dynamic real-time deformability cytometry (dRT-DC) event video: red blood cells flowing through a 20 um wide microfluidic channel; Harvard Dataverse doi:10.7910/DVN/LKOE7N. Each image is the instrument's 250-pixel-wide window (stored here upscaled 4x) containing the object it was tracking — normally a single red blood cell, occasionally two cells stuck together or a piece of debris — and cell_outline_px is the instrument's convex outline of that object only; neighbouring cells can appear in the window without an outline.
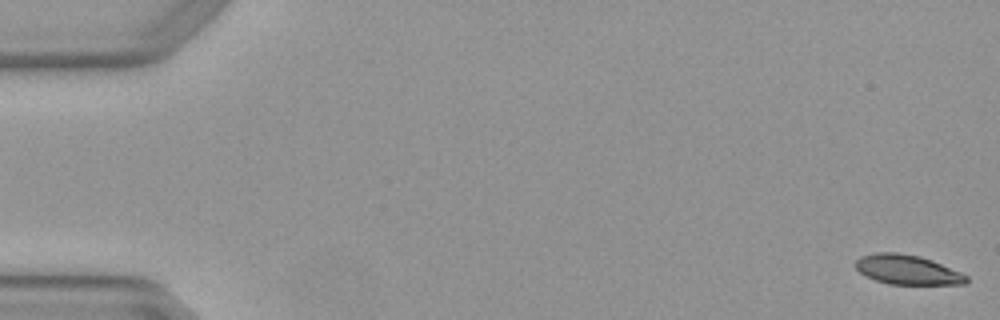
{"species": "Egyptian fruit bat (a non-hibernating species)", "species_latin": "Rousettus aegyptiacus", "temperature_condition": "warm", "stored_images_in_passage": 5, "segment_of_instrument_passage": [1, 2], "camera_frame_rate_fps": 3000, "um_per_image_px": 0.085, "animal": {"sex": "female"}, "frame": {"image": 1, "passage_image": 1, "time_ms": 0.0, "image_size_px": [1000, 320], "cell_outline_px": [[968, 280], [964, 284], [888, 284], [864, 276], [856, 268], [856, 260], [860, 256], [876, 252], [896, 252], [920, 256], [932, 260], [960, 272], [968, 276]], "centroid_in_image_um": [77.1, 22.92], "position_along_channel_um": 7.9, "area_um2": 19.07}}
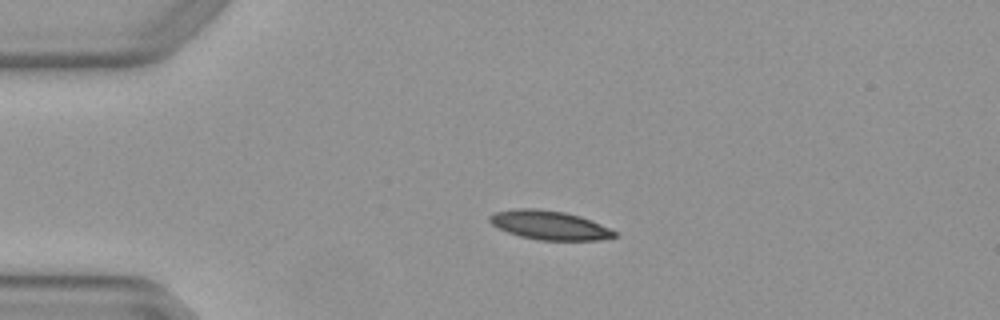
{"frame": {"image": 2, "passage_image": 4, "time_ms": 1.0, "image_size_px": [1000, 320], "cell_outline_px": [[616, 236], [600, 240], [540, 240], [520, 236], [496, 228], [488, 220], [488, 216], [496, 212], [516, 208], [536, 208], [564, 212], [580, 216], [592, 220], [616, 232]], "centroid_in_image_um": [46.66, 19.13], "position_along_channel_um": 38.3, "area_um2": 21.04}}